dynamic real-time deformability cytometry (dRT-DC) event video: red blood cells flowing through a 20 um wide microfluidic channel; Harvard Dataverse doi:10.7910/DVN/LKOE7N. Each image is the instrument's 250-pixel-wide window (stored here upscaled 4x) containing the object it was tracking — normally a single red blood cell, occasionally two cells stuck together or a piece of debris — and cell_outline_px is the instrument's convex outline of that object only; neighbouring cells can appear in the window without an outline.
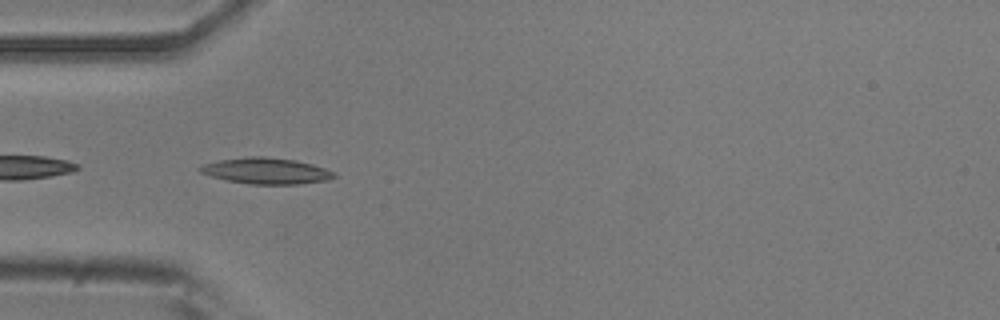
{"species": "common noctule bat (a hibernating species)", "species_latin": "Nyctalus noctula", "temperature_condition": "room temperature", "stored_images_in_passage": 24, "camera_frame_rate_fps": 3000, "um_per_image_px": 0.085, "animal": {"sex": "male", "body_mass_g": 20.5, "forearm_length_mm": 52.5}, "frame": {"image": 1, "passage_image": 5, "time_ms": 1.333, "image_size_px": [1000, 320], "cell_outline_px": [[336, 176], [324, 180], [300, 184], [252, 184], [224, 180], [200, 172], [196, 168], [204, 164], [220, 160], [248, 156], [264, 156], [296, 160], [312, 164], [336, 172]], "centroid_in_image_um": [22.61, 14.52], "position_along_channel_um": 62.4, "area_um2": 20.35}}
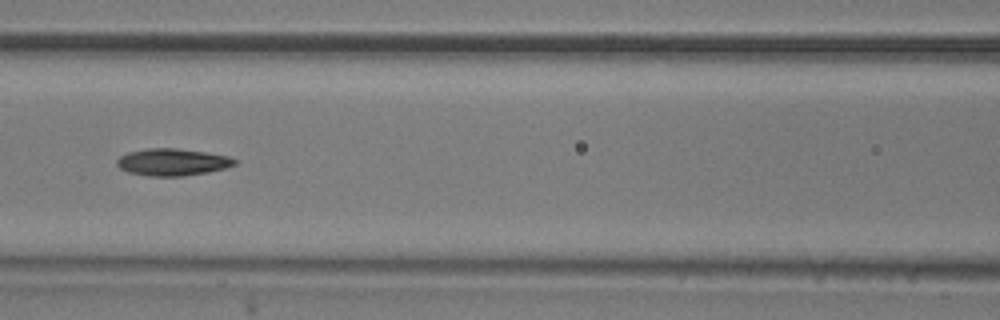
{"frame": {"image": 2, "passage_image": 12, "time_ms": 3.667, "image_size_px": [1000, 320], "cell_outline_px": [[236, 164], [224, 168], [208, 172], [184, 176], [148, 176], [128, 172], [120, 168], [116, 164], [116, 160], [120, 156], [128, 152], [148, 148], [176, 148], [204, 152], [228, 156], [236, 160]], "centroid_in_image_um": [14.62, 13.78], "position_along_channel_um": 152.0, "area_um2": 18.5}}
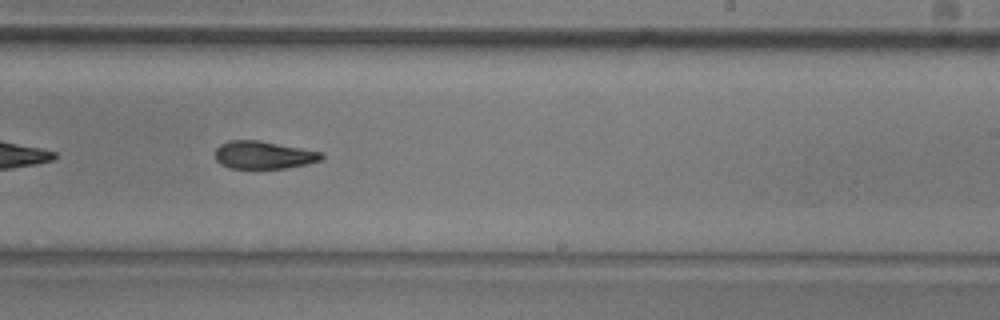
{"frame": {"image": 3, "passage_image": 21, "time_ms": 6.667, "image_size_px": [1000, 320], "cell_outline_px": [[324, 156], [320, 160], [308, 164], [284, 168], [228, 168], [220, 164], [216, 160], [216, 148], [220, 144], [228, 140], [260, 140], [324, 152]], "centroid_in_image_um": [22.41, 13.16], "position_along_channel_um": 266.6, "area_um2": 17.34}}